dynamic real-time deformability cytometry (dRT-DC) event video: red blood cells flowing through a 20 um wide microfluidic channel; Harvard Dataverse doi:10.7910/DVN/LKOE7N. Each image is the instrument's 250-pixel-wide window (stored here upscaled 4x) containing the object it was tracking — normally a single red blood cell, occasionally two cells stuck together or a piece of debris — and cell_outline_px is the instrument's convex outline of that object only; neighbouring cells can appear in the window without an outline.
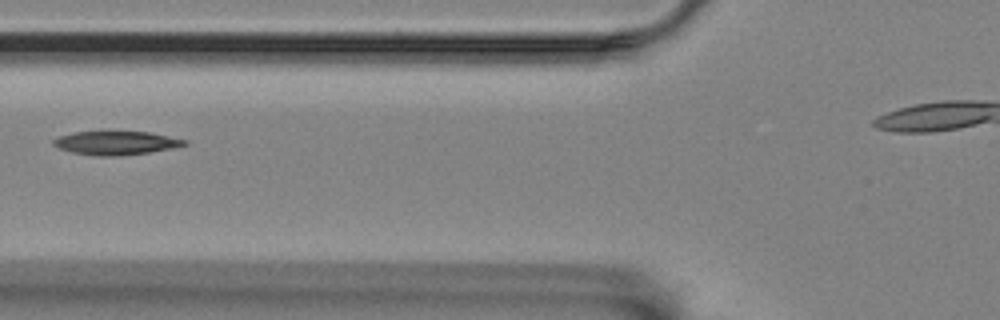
{"species": "Egyptian fruit bat (a non-hibernating species)", "species_latin": "Rousettus aegyptiacus", "temperature_condition": "room temperature", "stored_images_in_passage": 6, "segment_of_instrument_passage": [1, 2], "camera_frame_rate_fps": 3000, "um_per_image_px": 0.085, "animal": {"sex": "female"}, "frame": {"image": 1, "passage_image": 2, "time_ms": 1.333, "image_size_px": [1000, 320], "cell_outline_px": [[188, 144], [172, 148], [148, 152], [120, 156], [92, 156], [72, 152], [60, 148], [52, 144], [52, 140], [60, 136], [72, 132], [100, 128], [148, 132], [188, 140]], "centroid_in_image_um": [9.8, 12.1], "position_along_channel_um": 116.0, "area_um2": 19.02}}
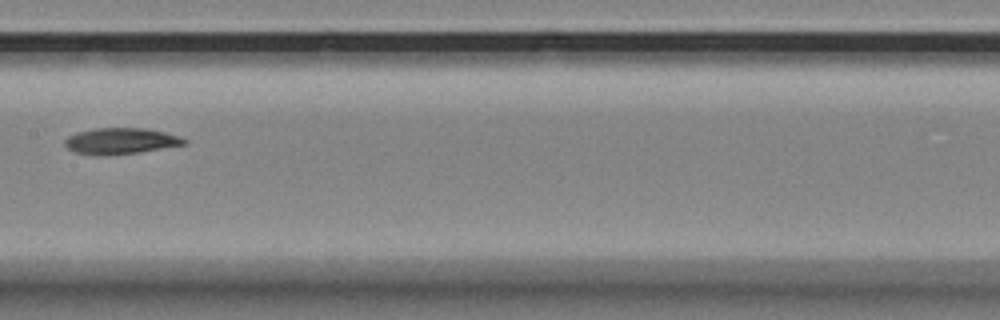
{"frame": {"image": 2, "passage_image": 4, "time_ms": 3.667, "image_size_px": [1000, 320], "cell_outline_px": [[188, 144], [136, 152], [104, 156], [76, 152], [68, 148], [64, 144], [64, 140], [68, 136], [76, 132], [96, 128], [144, 128], [164, 132], [188, 140]], "centroid_in_image_um": [10.23, 11.98], "position_along_channel_um": 197.2, "area_um2": 17.98}}
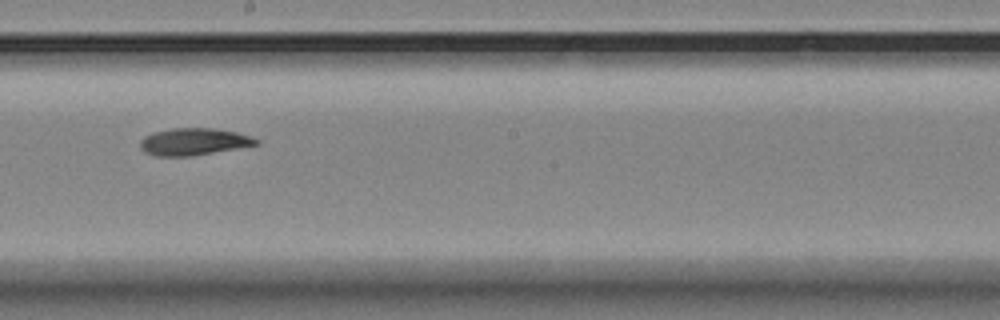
{"frame": {"image": 3, "passage_image": 5, "time_ms": 4.667, "image_size_px": [1000, 320], "cell_outline_px": [[260, 144], [192, 156], [152, 156], [144, 152], [140, 148], [140, 140], [144, 136], [156, 132], [172, 128], [212, 128], [236, 132], [252, 136], [260, 140]], "centroid_in_image_um": [16.47, 12.05], "position_along_channel_um": 231.7, "area_um2": 18.38}}